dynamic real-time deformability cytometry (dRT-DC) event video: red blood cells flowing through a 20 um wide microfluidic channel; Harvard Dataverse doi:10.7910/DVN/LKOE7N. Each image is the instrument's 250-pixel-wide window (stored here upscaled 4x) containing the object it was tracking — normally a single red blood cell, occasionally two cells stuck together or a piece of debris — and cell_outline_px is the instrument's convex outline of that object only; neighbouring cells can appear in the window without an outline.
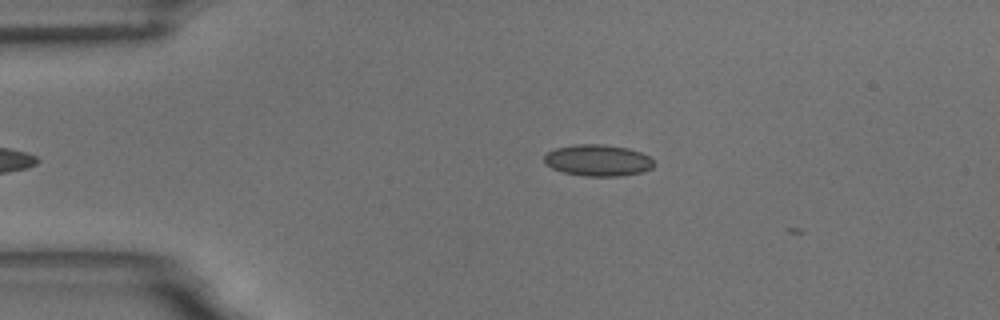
{"species": "common noctule bat (a hibernating species)", "species_latin": "Nyctalus noctula", "temperature_condition": "room temperature", "stored_images_in_passage": 8, "camera_frame_rate_fps": 3000, "um_per_image_px": 0.085, "animal": {"sex": "male", "body_mass_g": 18.8}, "frame": {"image": 1, "passage_image": 2, "time_ms": 0.333, "image_size_px": [1000, 320], "cell_outline_px": [[656, 164], [652, 168], [644, 172], [620, 176], [584, 176], [564, 172], [552, 168], [544, 164], [544, 156], [548, 152], [556, 148], [576, 144], [604, 144], [628, 148], [640, 152], [648, 156]], "centroid_in_image_um": [50.83, 13.63], "position_along_channel_um": 34.2, "area_um2": 20.23}}